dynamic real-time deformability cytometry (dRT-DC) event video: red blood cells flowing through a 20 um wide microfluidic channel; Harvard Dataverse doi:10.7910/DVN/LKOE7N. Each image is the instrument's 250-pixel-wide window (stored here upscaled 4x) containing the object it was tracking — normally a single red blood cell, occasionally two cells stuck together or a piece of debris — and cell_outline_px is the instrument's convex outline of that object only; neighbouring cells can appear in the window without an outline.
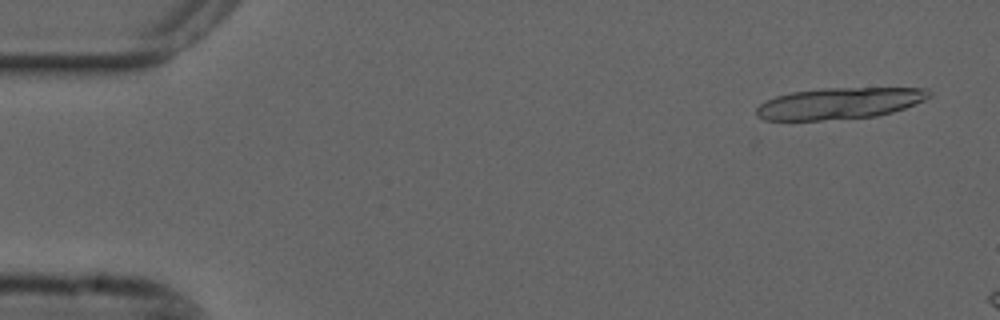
{"species": "common noctule bat (a hibernating species)", "species_latin": "Nyctalus noctula", "temperature_condition": "cold", "stored_images_in_passage": 18, "camera_frame_rate_fps": 3000, "um_per_image_px": 0.085, "animal": {"sex": "male", "forearm_length_mm": 52.5}, "frame": {"image": 1, "passage_image": 3, "time_ms": 0.667, "image_size_px": [1000, 320], "cell_outline_px": [[932, 96], [924, 100], [904, 108], [892, 112], [876, 116], [820, 120], [764, 120], [756, 116], [756, 108], [760, 104], [776, 96], [792, 92], [820, 88], [928, 88], [932, 92]], "centroid_in_image_um": [71.36, 8.78], "position_along_channel_um": 13.6, "area_um2": 31.56}}